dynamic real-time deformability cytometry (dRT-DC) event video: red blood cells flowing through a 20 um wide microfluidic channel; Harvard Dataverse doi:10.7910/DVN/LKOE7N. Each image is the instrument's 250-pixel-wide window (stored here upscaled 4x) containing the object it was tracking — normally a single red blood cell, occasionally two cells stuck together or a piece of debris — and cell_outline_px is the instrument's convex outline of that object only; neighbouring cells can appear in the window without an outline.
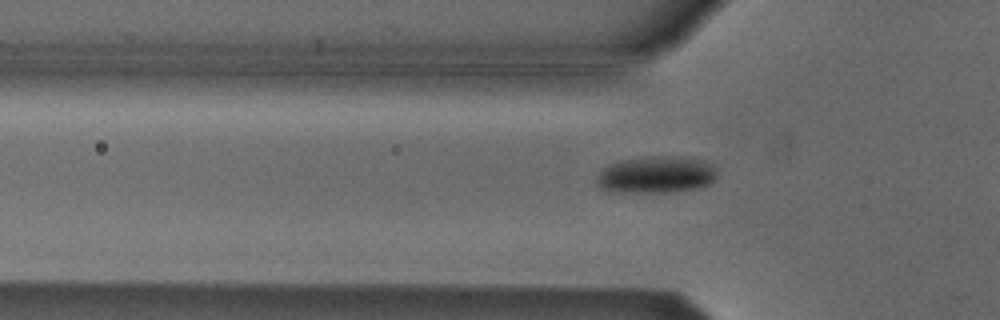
{"species": "Egyptian fruit bat (a non-hibernating species)", "species_latin": "Rousettus aegyptiacus", "temperature_condition": "cold", "stored_images_in_passage": 40, "camera_frame_rate_fps": 3000, "um_per_image_px": 0.085, "animal": {"sex": "male"}, "frame": {"image": 1, "passage_image": 13, "time_ms": 4.0, "image_size_px": [1000, 320], "cell_outline_px": [[716, 176], [708, 184], [692, 188], [664, 192], [624, 192], [600, 188], [596, 180], [596, 176], [604, 168], [620, 160], [652, 156], [672, 156], [700, 160], [708, 164], [716, 172]], "centroid_in_image_um": [55.71, 14.84], "position_along_channel_um": 70.1, "area_um2": 25.09}}
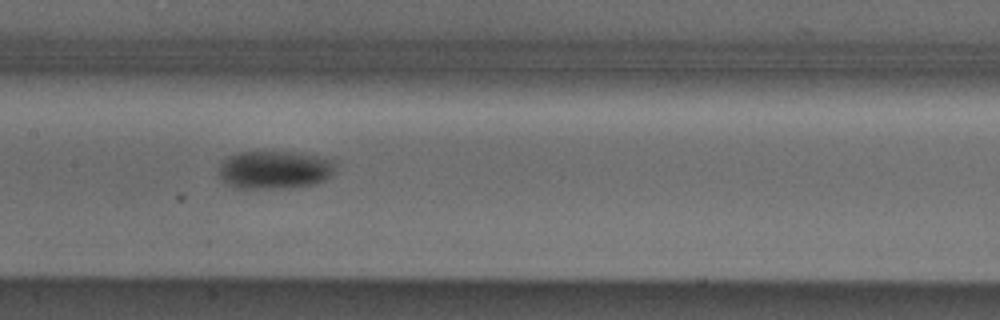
{"frame": {"image": 2, "passage_image": 22, "time_ms": 7.0, "image_size_px": [1000, 320], "cell_outline_px": [[336, 164], [332, 172], [324, 180], [316, 184], [280, 188], [236, 188], [228, 184], [220, 176], [220, 164], [228, 156], [236, 152], [296, 152], [332, 160]], "centroid_in_image_um": [23.32, 14.43], "position_along_channel_um": 184.1, "area_um2": 25.55}}
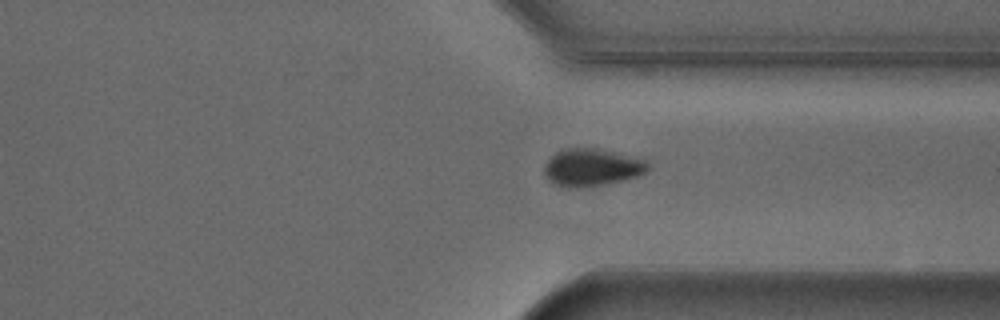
{"frame": {"image": 3, "passage_image": 36, "time_ms": 11.667, "image_size_px": [1000, 320], "cell_outline_px": [[648, 168], [644, 172], [636, 176], [604, 184], [576, 188], [568, 188], [556, 184], [548, 180], [544, 172], [544, 164], [560, 148], [596, 148], [644, 160], [648, 164]], "centroid_in_image_um": [50.22, 14.22], "position_along_channel_um": 361.2, "area_um2": 22.2}}